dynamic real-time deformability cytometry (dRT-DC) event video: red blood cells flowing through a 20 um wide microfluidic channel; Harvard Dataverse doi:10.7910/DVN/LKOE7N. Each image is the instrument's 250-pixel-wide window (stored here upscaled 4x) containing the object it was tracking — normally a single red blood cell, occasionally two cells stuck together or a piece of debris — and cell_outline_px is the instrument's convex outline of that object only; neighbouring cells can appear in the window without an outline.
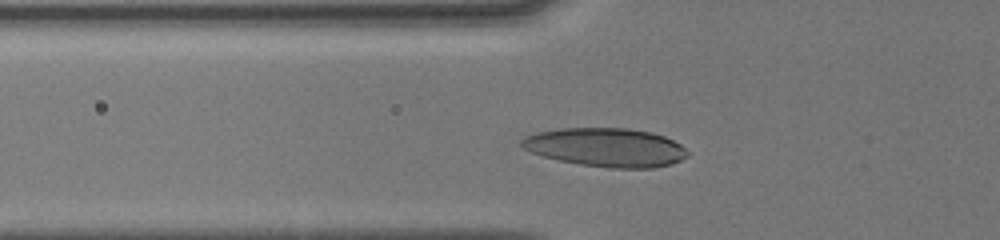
{"species": "human", "species_latin": "Homo sapiens", "temperature_condition": "cold", "stored_images_in_passage": 12, "camera_frame_rate_fps": 3000, "um_per_image_px": 0.085, "donor": {"sex": "male"}, "frame": {"image": 1, "passage_image": 6, "time_ms": 2.667, "image_size_px": [1000, 240], "cell_outline_px": [[688, 156], [672, 164], [652, 168], [608, 168], [580, 164], [560, 160], [544, 156], [532, 152], [524, 148], [520, 144], [520, 140], [524, 136], [536, 132], [560, 128], [628, 128], [652, 132], [664, 136], [680, 144], [688, 152]], "centroid_in_image_um": [51.5, 12.52], "position_along_channel_um": 74.3, "area_um2": 37.45}}
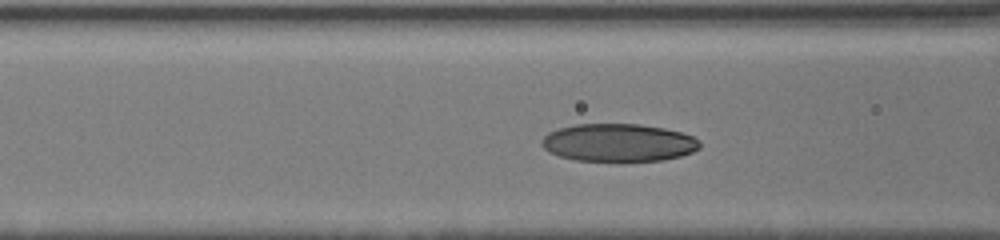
{"frame": {"image": 2, "passage_image": 9, "time_ms": 3.667, "image_size_px": [1000, 240], "cell_outline_px": [[700, 148], [692, 152], [680, 156], [660, 160], [620, 164], [576, 160], [560, 156], [548, 152], [540, 144], [540, 140], [548, 132], [560, 128], [576, 124], [640, 124], [664, 128], [680, 132], [692, 136], [700, 140]], "centroid_in_image_um": [52.55, 12.16], "position_along_channel_um": 114.1, "area_um2": 35.84}}
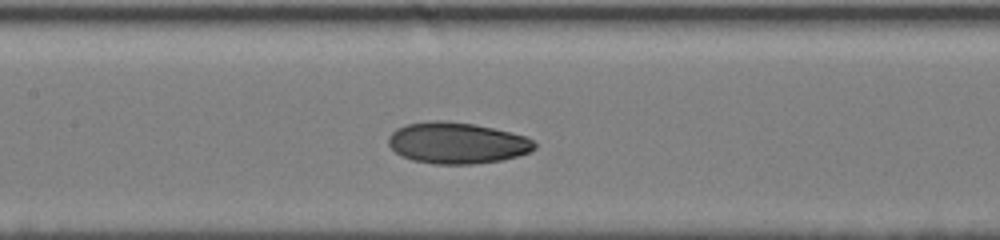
{"frame": {"image": 3, "passage_image": 12, "time_ms": 5.0, "image_size_px": [1000, 240], "cell_outline_px": [[536, 148], [528, 152], [516, 156], [500, 160], [472, 164], [432, 164], [412, 160], [400, 156], [388, 144], [388, 136], [396, 128], [408, 124], [432, 120], [444, 120], [472, 124], [492, 128], [528, 136], [536, 140]], "centroid_in_image_um": [38.84, 12.15], "position_along_channel_um": 168.6, "area_um2": 35.26}}